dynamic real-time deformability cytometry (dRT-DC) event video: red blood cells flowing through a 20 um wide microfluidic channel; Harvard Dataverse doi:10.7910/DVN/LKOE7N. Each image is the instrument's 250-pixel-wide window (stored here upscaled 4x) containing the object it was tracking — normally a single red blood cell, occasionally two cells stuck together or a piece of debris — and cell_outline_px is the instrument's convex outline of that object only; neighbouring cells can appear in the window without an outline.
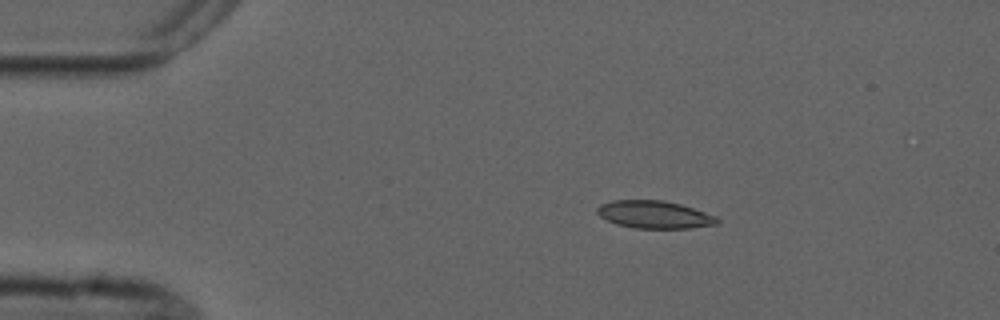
{"species": "common noctule bat (a hibernating species)", "species_latin": "Nyctalus noctula", "temperature_condition": "cold", "stored_images_in_passage": 7, "camera_frame_rate_fps": 3000, "um_per_image_px": 0.085, "animal": {"sex": "male", "forearm_length_mm": 52.5}, "frame": {"image": 1, "passage_image": 1, "time_ms": 0.0, "image_size_px": [1000, 320], "cell_outline_px": [[720, 224], [692, 228], [636, 228], [616, 224], [600, 216], [596, 212], [596, 208], [600, 204], [612, 200], [664, 200], [680, 204], [716, 216], [720, 220]], "centroid_in_image_um": [55.63, 18.24], "position_along_channel_um": 29.4, "area_um2": 19.36}}
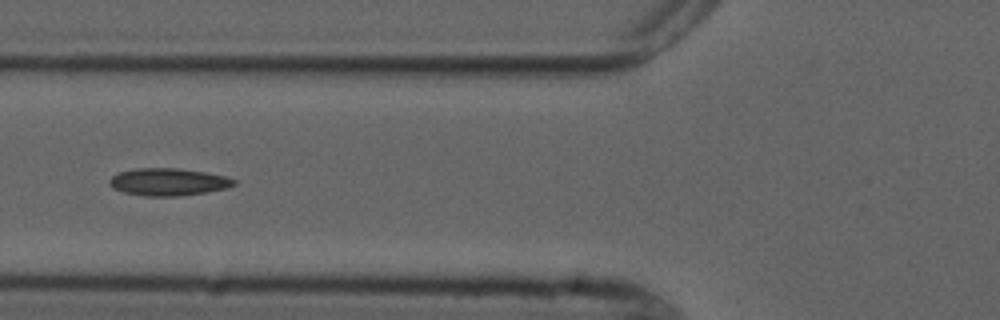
{"frame": {"image": 2, "passage_image": 4, "time_ms": 3.667, "image_size_px": [1000, 320], "cell_outline_px": [[236, 184], [228, 188], [180, 196], [144, 196], [124, 192], [112, 188], [108, 184], [108, 180], [116, 172], [136, 168], [180, 168], [204, 172], [224, 176], [236, 180]], "centroid_in_image_um": [14.25, 15.46], "position_along_channel_um": 111.5, "area_um2": 20.0}}
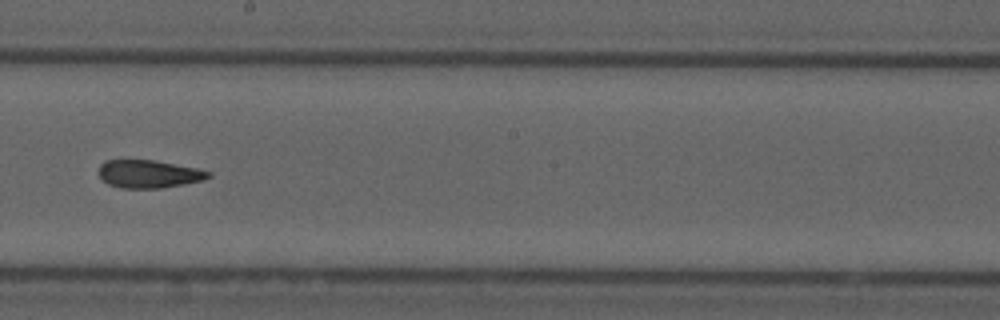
{"frame": {"image": 3, "passage_image": 7, "time_ms": 7.0, "image_size_px": [1000, 320], "cell_outline_px": [[212, 176], [204, 180], [184, 184], [160, 188], [120, 188], [108, 184], [96, 172], [100, 164], [104, 160], [156, 160], [196, 168], [212, 172]], "centroid_in_image_um": [12.63, 14.78], "position_along_channel_um": 235.6, "area_um2": 18.03}}